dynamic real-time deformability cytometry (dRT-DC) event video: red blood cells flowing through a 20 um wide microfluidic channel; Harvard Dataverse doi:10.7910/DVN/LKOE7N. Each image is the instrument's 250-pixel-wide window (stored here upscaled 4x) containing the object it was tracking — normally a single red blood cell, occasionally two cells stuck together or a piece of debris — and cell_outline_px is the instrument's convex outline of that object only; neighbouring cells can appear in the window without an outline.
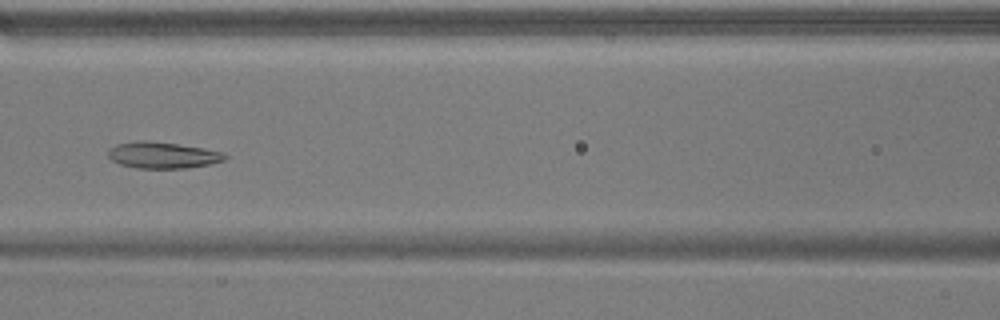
{"species": "common noctule bat (a hibernating species)", "species_latin": "Nyctalus noctula", "temperature_condition": "warm", "stored_images_in_passage": 36, "camera_frame_rate_fps": 3000, "um_per_image_px": 0.085, "animal": {"sex": "male", "body_mass_g": 17.9}, "frame": {"image": 1, "passage_image": 7, "time_ms": 2.0, "image_size_px": [1000, 320], "cell_outline_px": [[228, 156], [224, 160], [208, 164], [188, 168], [136, 168], [120, 164], [112, 160], [108, 156], [108, 152], [116, 144], [140, 140], [144, 140], [176, 144], [204, 148], [224, 152]], "centroid_in_image_um": [13.84, 13.19], "position_along_channel_um": 152.8, "area_um2": 17.8}}
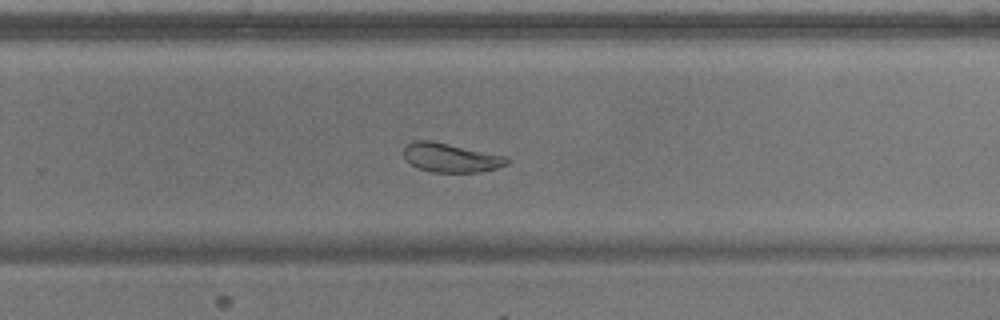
{"frame": {"image": 2, "passage_image": 18, "time_ms": 5.667, "image_size_px": [1000, 320], "cell_outline_px": [[508, 164], [496, 168], [480, 172], [432, 172], [416, 168], [404, 156], [404, 144], [412, 140], [428, 140], [508, 156]], "centroid_in_image_um": [38.3, 13.4], "position_along_channel_um": 291.5, "area_um2": 17.46}}
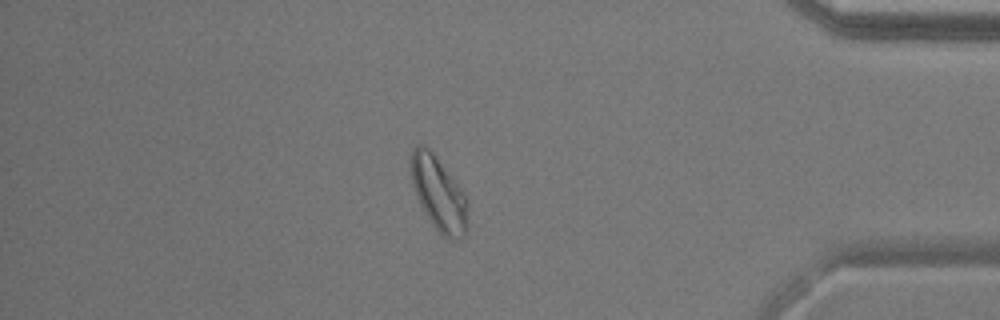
{"frame": {"image": 3, "passage_image": 29, "time_ms": 9.333, "image_size_px": [1000, 320], "cell_outline_px": [[468, 232], [460, 240], [448, 240], [432, 224], [424, 212], [416, 196], [412, 184], [408, 168], [412, 152], [416, 144], [424, 144], [432, 152], [464, 192], [468, 204]], "centroid_in_image_um": [37.29, 16.49], "position_along_channel_um": 397.9, "area_um2": 24.97}}